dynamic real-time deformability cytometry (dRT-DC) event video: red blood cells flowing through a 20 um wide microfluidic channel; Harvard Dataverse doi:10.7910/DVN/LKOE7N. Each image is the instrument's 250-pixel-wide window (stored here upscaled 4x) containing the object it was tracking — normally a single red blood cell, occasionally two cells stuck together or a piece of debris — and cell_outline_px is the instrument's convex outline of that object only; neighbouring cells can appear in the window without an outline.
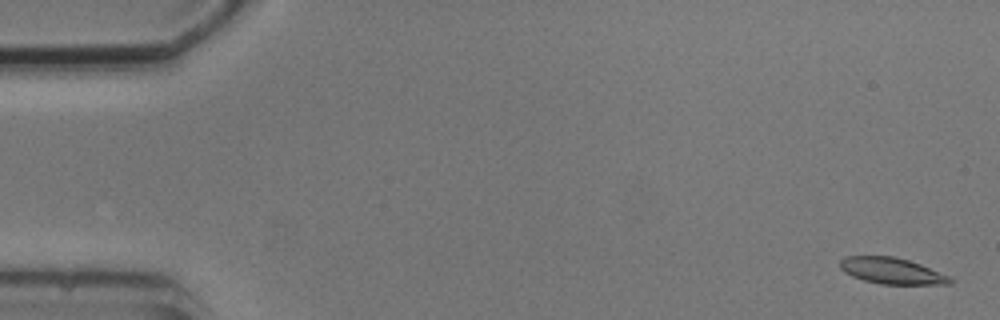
{"species": "common noctule bat (a hibernating species)", "species_latin": "Nyctalus noctula", "temperature_condition": "cold", "stored_images_in_passage": 5, "camera_frame_rate_fps": 3000, "um_per_image_px": 0.085, "animal": {"sex": "male", "body_mass_g": 20.5, "forearm_length_mm": 52.5}, "frame": {"image": 1, "passage_image": 1, "time_ms": 0.0, "image_size_px": [1000, 320], "cell_outline_px": [[952, 284], [880, 284], [864, 280], [852, 276], [844, 272], [840, 268], [840, 260], [844, 256], [892, 256], [908, 260], [920, 264], [948, 276], [952, 280]], "centroid_in_image_um": [75.75, 23.02], "position_along_channel_um": 9.2, "area_um2": 16.65}}
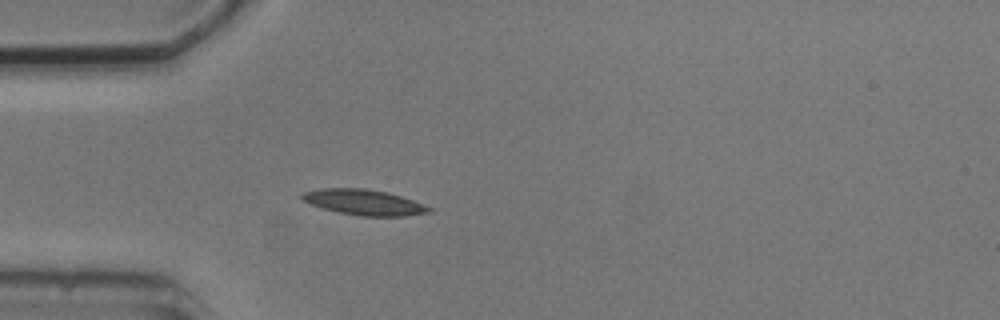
{"frame": {"image": 2, "passage_image": 5, "time_ms": 4.667, "image_size_px": [1000, 320], "cell_outline_px": [[432, 212], [404, 216], [360, 216], [340, 212], [324, 208], [312, 204], [304, 200], [300, 196], [304, 192], [320, 188], [364, 188], [388, 192], [424, 204], [432, 208]], "centroid_in_image_um": [30.98, 17.19], "position_along_channel_um": 54.0, "area_um2": 18.73}}